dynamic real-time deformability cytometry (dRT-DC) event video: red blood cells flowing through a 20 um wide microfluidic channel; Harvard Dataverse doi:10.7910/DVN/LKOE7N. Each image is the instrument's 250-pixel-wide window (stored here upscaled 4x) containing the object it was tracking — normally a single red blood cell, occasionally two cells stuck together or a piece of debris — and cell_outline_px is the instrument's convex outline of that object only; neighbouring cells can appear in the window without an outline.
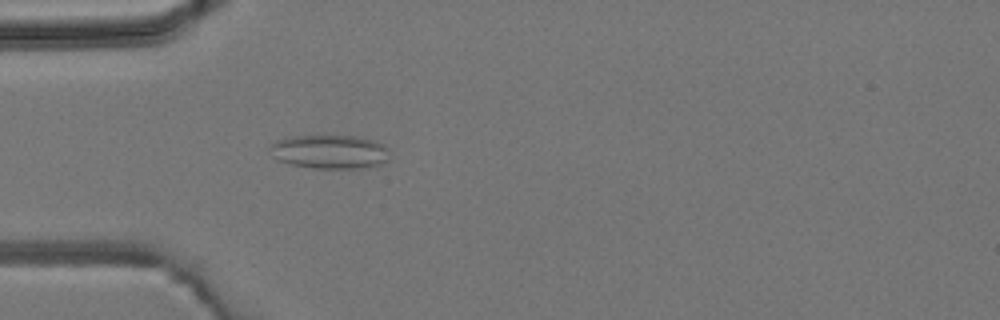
{"species": "common noctule bat (a hibernating species)", "species_latin": "Nyctalus noctula", "temperature_condition": "room temperature", "stored_images_in_passage": 4, "camera_frame_rate_fps": 3000, "um_per_image_px": 0.085, "animal": {"sex": "male", "body_mass_g": 19.2, "forearm_length_mm": 51.8}, "frame": {"image": 1, "passage_image": 4, "time_ms": 4.0, "image_size_px": [1000, 320], "cell_outline_px": [[388, 160], [380, 164], [364, 168], [312, 168], [292, 164], [276, 160], [272, 156], [268, 148], [276, 140], [292, 136], [356, 136], [372, 140], [388, 148]], "centroid_in_image_um": [27.99, 12.9], "position_along_channel_um": 57.0, "area_um2": 23.58}}